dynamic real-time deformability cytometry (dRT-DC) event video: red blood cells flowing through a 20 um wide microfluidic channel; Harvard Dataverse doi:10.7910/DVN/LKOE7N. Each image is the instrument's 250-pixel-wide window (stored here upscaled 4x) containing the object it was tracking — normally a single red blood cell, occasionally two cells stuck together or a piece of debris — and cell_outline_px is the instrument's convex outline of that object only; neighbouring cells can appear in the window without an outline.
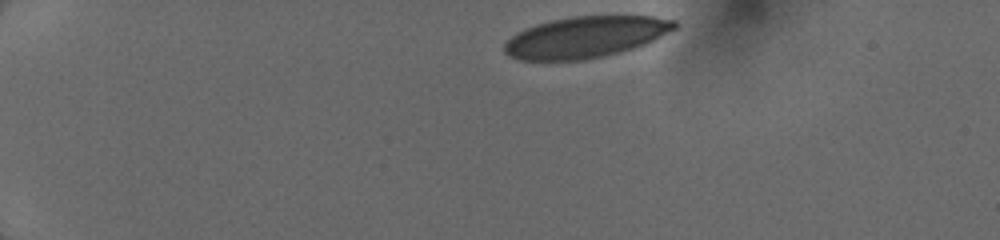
{"species": "human", "species_latin": "Homo sapiens", "temperature_condition": "cold", "stored_images_in_passage": 41, "camera_frame_rate_fps": 3000, "um_per_image_px": 0.085, "donor": {"sex": "female"}, "frame": {"image": 1, "passage_image": 1, "time_ms": 0.0, "image_size_px": [1000, 240], "cell_outline_px": [[676, 28], [644, 44], [620, 52], [584, 60], [516, 60], [508, 56], [504, 52], [504, 44], [516, 32], [524, 28], [536, 24], [552, 20], [572, 16], [652, 16], [676, 20]], "centroid_in_image_um": [49.72, 3.15], "position_along_channel_um": 35.3, "area_um2": 40.81}}
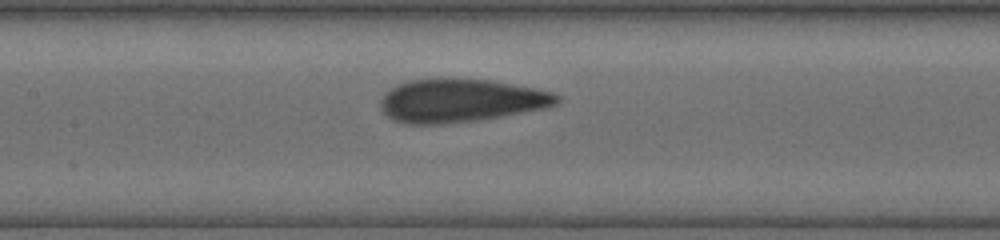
{"frame": {"image": 2, "passage_image": 23, "time_ms": 5.333, "image_size_px": [1000, 240], "cell_outline_px": [[560, 100], [556, 104], [548, 108], [504, 116], [476, 120], [444, 124], [408, 124], [392, 120], [380, 108], [380, 100], [384, 92], [408, 80], [492, 80], [536, 88], [552, 92], [560, 96]], "centroid_in_image_um": [39.19, 8.57], "position_along_channel_um": 168.2, "area_um2": 44.22}}
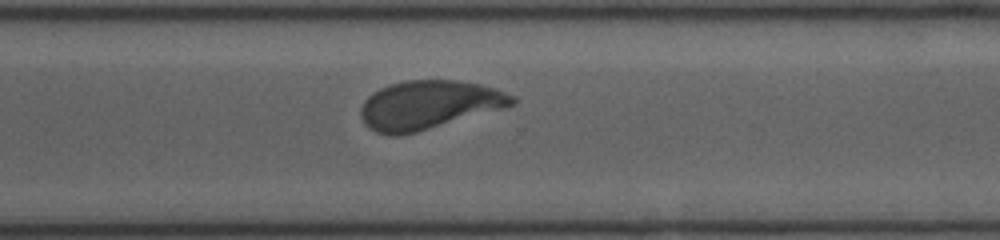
{"frame": {"image": 3, "passage_image": 40, "time_ms": 9.333, "image_size_px": [1000, 240], "cell_outline_px": [[516, 104], [504, 108], [416, 132], [392, 136], [376, 132], [368, 128], [364, 124], [360, 112], [360, 108], [364, 100], [372, 92], [380, 88], [404, 80], [456, 80], [480, 84], [496, 88], [516, 96]], "centroid_in_image_um": [36.45, 8.91], "position_along_channel_um": 334.2, "area_um2": 42.95}}